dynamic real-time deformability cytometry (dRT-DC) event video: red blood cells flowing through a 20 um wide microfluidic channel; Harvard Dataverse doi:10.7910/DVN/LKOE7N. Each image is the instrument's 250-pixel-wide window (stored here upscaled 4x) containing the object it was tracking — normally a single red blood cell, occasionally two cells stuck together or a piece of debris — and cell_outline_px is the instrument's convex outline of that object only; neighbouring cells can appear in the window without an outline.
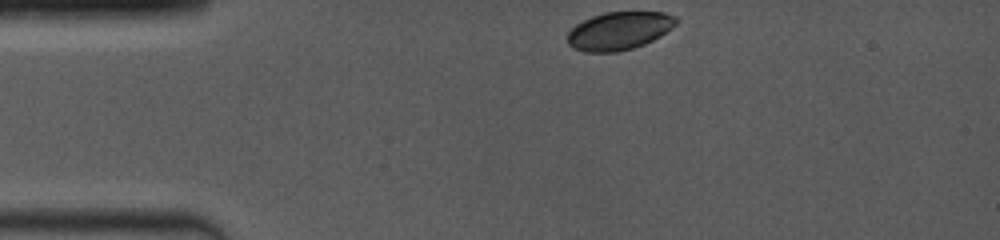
{"species": "common noctule bat (a hibernating species)", "species_latin": "Nyctalus noctula", "temperature_condition": "room temperature", "stored_images_in_passage": 4, "camera_frame_rate_fps": 4000, "um_per_image_px": 0.085, "animal": {"sex": "female", "body_mass_g": 19.0, "forearm_length_mm": 53.3}, "frame": {"image": 1, "passage_image": 1, "time_ms": 0.0, "image_size_px": [1000, 240], "cell_outline_px": [[680, 20], [672, 28], [660, 36], [644, 44], [632, 48], [616, 52], [584, 52], [572, 48], [568, 44], [568, 32], [576, 24], [592, 16], [604, 12], [664, 12], [676, 16]], "centroid_in_image_um": [52.64, 2.61], "position_along_channel_um": 32.4, "area_um2": 24.16}}
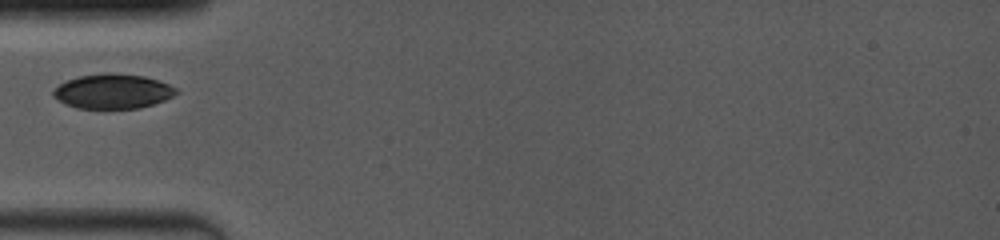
{"frame": {"image": 2, "passage_image": 4, "time_ms": 2.25, "image_size_px": [1000, 240], "cell_outline_px": [[180, 92], [164, 100], [140, 108], [80, 108], [64, 104], [52, 96], [52, 92], [60, 84], [68, 80], [80, 76], [144, 76], [168, 84], [176, 88]], "centroid_in_image_um": [9.59, 7.82], "position_along_channel_um": 75.4, "area_um2": 23.7}}